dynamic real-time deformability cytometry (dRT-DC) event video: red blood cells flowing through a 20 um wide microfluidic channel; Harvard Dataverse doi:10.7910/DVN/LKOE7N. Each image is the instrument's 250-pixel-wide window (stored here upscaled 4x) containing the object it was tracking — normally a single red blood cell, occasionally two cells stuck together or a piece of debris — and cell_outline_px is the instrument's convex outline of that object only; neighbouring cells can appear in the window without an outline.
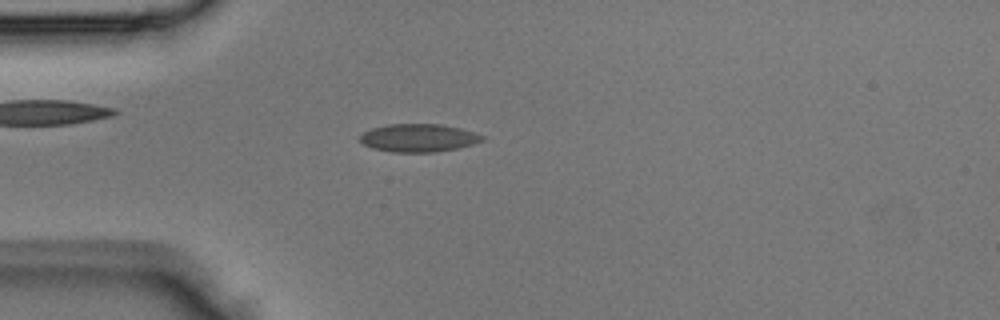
{"species": "Egyptian fruit bat (a non-hibernating species)", "species_latin": "Rousettus aegyptiacus", "temperature_condition": "room temperature", "stored_images_in_passage": 3, "camera_frame_rate_fps": 3000, "um_per_image_px": 0.085, "animal": {"sex": "male"}, "frame": {"image": 1, "passage_image": 3, "time_ms": 0.667, "image_size_px": [1000, 320], "cell_outline_px": [[484, 140], [472, 144], [456, 148], [432, 152], [392, 152], [372, 148], [364, 144], [360, 140], [360, 136], [364, 132], [372, 128], [388, 124], [440, 124], [460, 128], [484, 136]], "centroid_in_image_um": [35.55, 11.72], "position_along_channel_um": 49.4, "area_um2": 19.71}}